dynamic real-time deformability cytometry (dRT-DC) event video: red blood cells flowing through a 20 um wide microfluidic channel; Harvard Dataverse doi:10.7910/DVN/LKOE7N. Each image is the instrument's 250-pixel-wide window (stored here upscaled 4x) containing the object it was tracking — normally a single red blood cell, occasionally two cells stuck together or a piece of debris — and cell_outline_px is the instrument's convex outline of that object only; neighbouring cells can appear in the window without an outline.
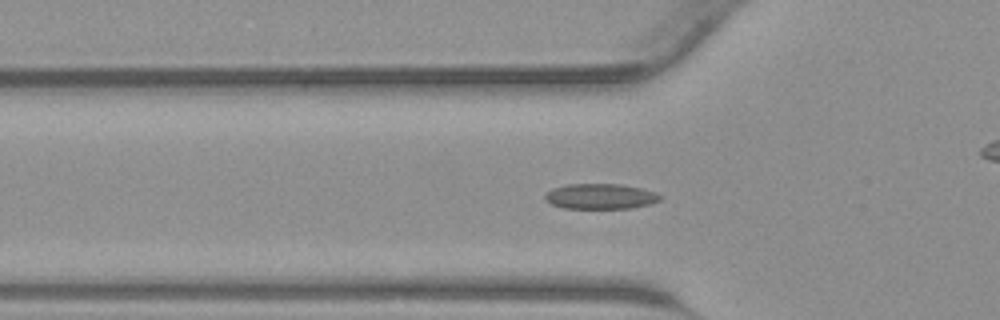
{"species": "common noctule bat (a hibernating species)", "species_latin": "Nyctalus noctula", "temperature_condition": "warm", "stored_images_in_passage": 45, "camera_frame_rate_fps": 3000, "um_per_image_px": 0.085, "animal": {"sex": "male", "body_mass_g": 23.1, "forearm_length_mm": 52.7}, "frame": {"image": 1, "passage_image": 15, "time_ms": 4.667, "image_size_px": [1000, 320], "cell_outline_px": [[664, 196], [660, 200], [648, 204], [632, 208], [564, 208], [552, 204], [544, 200], [544, 196], [552, 188], [568, 184], [624, 184], [656, 192]], "centroid_in_image_um": [51.05, 16.68], "position_along_channel_um": 74.7, "area_um2": 17.05}}
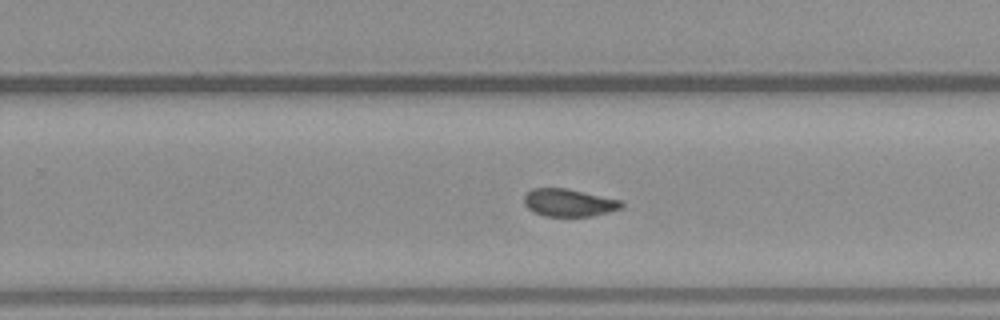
{"frame": {"image": 2, "passage_image": 28, "time_ms": 9.0, "image_size_px": [1000, 320], "cell_outline_px": [[624, 204], [620, 208], [608, 212], [592, 216], [544, 216], [528, 208], [524, 204], [524, 196], [532, 188], [568, 188], [620, 200]], "centroid_in_image_um": [48.34, 17.22], "position_along_channel_um": 281.5, "area_um2": 15.55}}
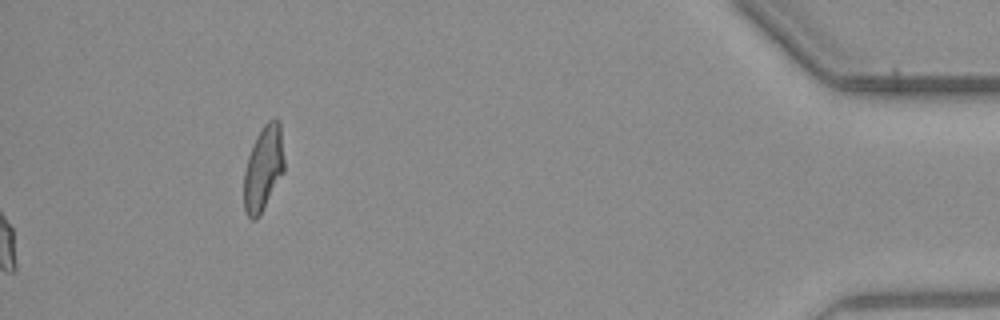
{"frame": {"image": 3, "passage_image": 45, "time_ms": 14.667, "image_size_px": [1000, 320], "cell_outline_px": [[284, 172], [260, 216], [256, 220], [252, 220], [244, 212], [244, 172], [248, 156], [252, 144], [256, 136], [264, 124], [268, 120], [276, 116], [280, 120], [284, 160]], "centroid_in_image_um": [22.39, 14.29], "position_along_channel_um": 412.8, "area_um2": 20.35}}